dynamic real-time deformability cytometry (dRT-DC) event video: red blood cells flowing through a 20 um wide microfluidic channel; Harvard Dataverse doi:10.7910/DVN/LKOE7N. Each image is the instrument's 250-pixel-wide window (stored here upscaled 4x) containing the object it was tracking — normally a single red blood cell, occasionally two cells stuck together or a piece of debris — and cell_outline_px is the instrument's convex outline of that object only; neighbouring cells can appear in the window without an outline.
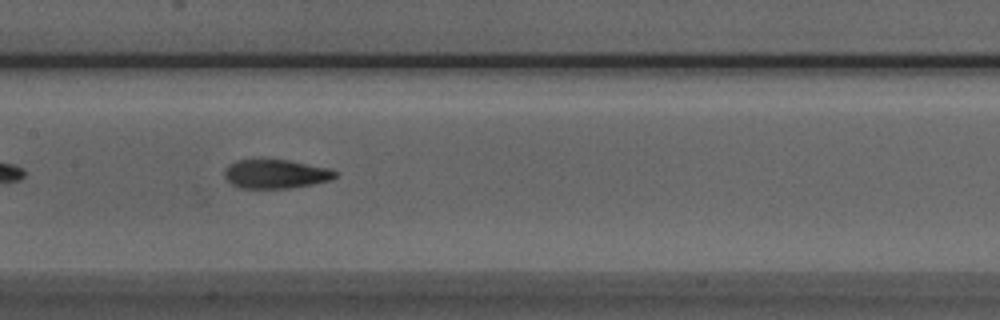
{"species": "Egyptian fruit bat (a non-hibernating species)", "species_latin": "Rousettus aegyptiacus", "temperature_condition": "room temperature", "stored_images_in_passage": 37, "camera_frame_rate_fps": 3000, "um_per_image_px": 0.085, "animal": {"sex": "male"}, "frame": {"image": 1, "passage_image": 13, "time_ms": 4.0, "image_size_px": [1000, 320], "cell_outline_px": [[336, 176], [328, 180], [312, 184], [288, 188], [240, 188], [232, 184], [224, 176], [224, 168], [228, 164], [236, 160], [260, 156], [288, 160], [328, 168], [336, 172]], "centroid_in_image_um": [23.33, 14.73], "position_along_channel_um": 184.1, "area_um2": 19.19}}
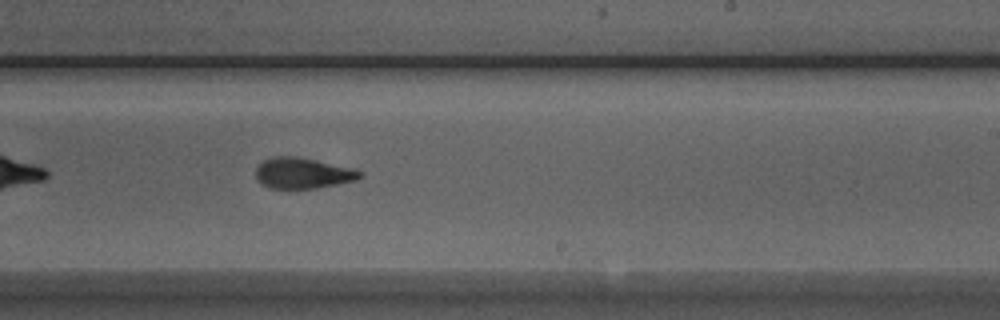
{"frame": {"image": 2, "passage_image": 19, "time_ms": 6.0, "image_size_px": [1000, 320], "cell_outline_px": [[364, 176], [356, 180], [316, 188], [268, 188], [260, 184], [256, 180], [256, 168], [264, 160], [272, 156], [296, 156], [316, 160], [352, 168], [364, 172]], "centroid_in_image_um": [25.72, 14.71], "position_along_channel_um": 263.3, "area_um2": 18.79}}
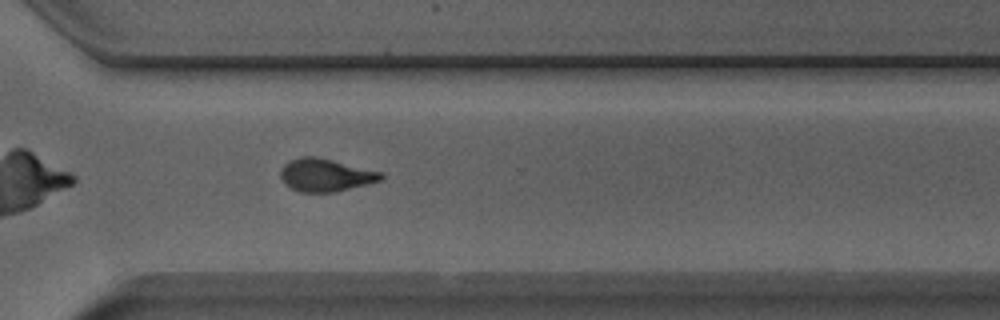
{"frame": {"image": 3, "passage_image": 25, "time_ms": 8.0, "image_size_px": [1000, 320], "cell_outline_px": [[384, 176], [380, 180], [368, 184], [336, 192], [300, 192], [284, 184], [280, 176], [280, 172], [284, 164], [288, 160], [300, 156], [316, 156], [380, 172]], "centroid_in_image_um": [27.62, 14.88], "position_along_channel_um": 343.0, "area_um2": 19.13}, "authors_computed_cell_mechanics": {"area_um2": 18.9584, "velocity_mm_per_s": 3.9869, "shape_relaxation_time_tau1_ms": 4.101, "shape_relaxation_time_tau2_ms": 1.9469, "deformation_change_tau1": 0.1795, "deformation_change_tau2": 0.1017}}